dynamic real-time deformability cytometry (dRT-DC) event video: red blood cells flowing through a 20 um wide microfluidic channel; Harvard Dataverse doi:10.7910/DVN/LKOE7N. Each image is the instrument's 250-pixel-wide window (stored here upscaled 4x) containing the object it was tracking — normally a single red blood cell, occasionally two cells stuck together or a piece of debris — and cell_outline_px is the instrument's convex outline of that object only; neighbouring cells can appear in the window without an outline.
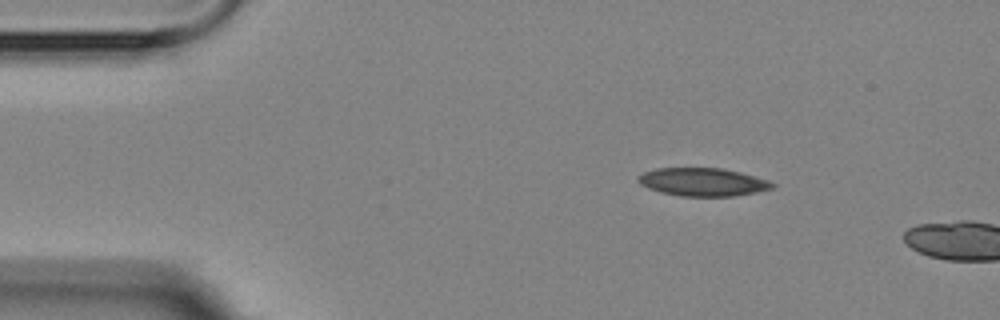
{"species": "Egyptian fruit bat (a non-hibernating species)", "species_latin": "Rousettus aegyptiacus", "temperature_condition": "room temperature", "stored_images_in_passage": 2, "camera_frame_rate_fps": 3000, "um_per_image_px": 0.085, "animal": {"sex": "female"}, "frame": {"image": 1, "passage_image": 1, "time_ms": 0.0, "image_size_px": [1000, 320], "cell_outline_px": [[776, 188], [756, 192], [732, 196], [680, 196], [660, 192], [648, 188], [640, 184], [636, 180], [636, 176], [644, 172], [656, 168], [724, 168], [740, 172], [768, 180], [776, 184]], "centroid_in_image_um": [59.73, 15.47], "position_along_channel_um": 25.3, "area_um2": 22.14}}